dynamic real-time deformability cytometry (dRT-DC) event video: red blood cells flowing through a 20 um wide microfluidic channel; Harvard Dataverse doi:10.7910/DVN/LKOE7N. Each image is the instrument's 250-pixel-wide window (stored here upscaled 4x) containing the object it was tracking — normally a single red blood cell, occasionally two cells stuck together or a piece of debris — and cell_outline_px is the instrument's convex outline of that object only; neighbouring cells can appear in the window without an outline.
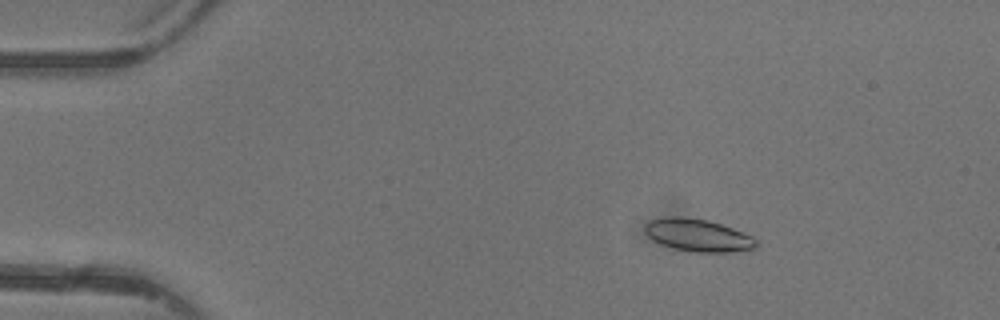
{"species": "common noctule bat (a hibernating species)", "species_latin": "Nyctalus noctula", "temperature_condition": "warm", "stored_images_in_passage": 5, "camera_frame_rate_fps": 3000, "um_per_image_px": 0.085, "animal": {"sex": "female"}, "frame": {"image": 1, "passage_image": 3, "time_ms": 2.333, "image_size_px": [1000, 320], "cell_outline_px": [[756, 248], [732, 252], [696, 252], [676, 248], [660, 244], [652, 240], [644, 232], [644, 224], [648, 220], [664, 216], [684, 216], [708, 220], [732, 228], [752, 236], [756, 240]], "centroid_in_image_um": [59.27, 19.97], "position_along_channel_um": 25.7, "area_um2": 21.21}}